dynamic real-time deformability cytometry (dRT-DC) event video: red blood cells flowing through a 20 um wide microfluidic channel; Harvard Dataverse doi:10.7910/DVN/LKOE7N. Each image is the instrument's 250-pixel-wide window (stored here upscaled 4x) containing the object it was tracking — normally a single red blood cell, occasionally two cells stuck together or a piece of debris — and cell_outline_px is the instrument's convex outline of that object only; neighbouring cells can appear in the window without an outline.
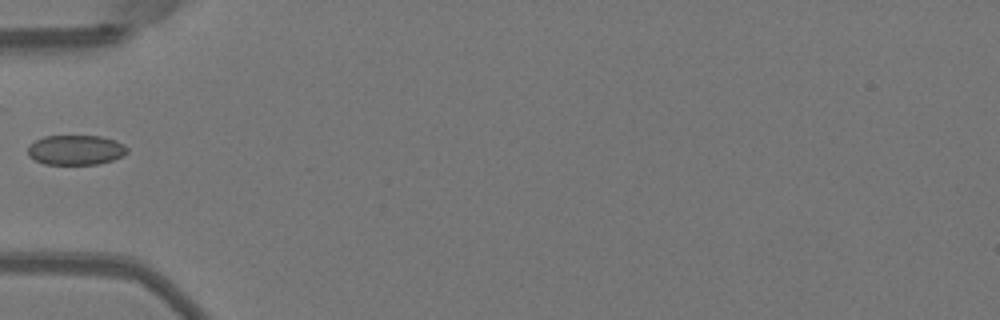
{"species": "Egyptian fruit bat (a non-hibernating species)", "species_latin": "Rousettus aegyptiacus", "temperature_condition": "warm", "stored_images_in_passage": 34, "camera_frame_rate_fps": 3000, "um_per_image_px": 0.085, "animal": {"sex": "female"}, "frame": {"image": 1, "passage_image": 1, "time_ms": 0.0, "image_size_px": [1000, 320], "cell_outline_px": [[128, 152], [124, 156], [100, 164], [44, 164], [28, 156], [28, 144], [44, 136], [100, 136], [116, 140], [124, 144], [128, 148]], "centroid_in_image_um": [6.46, 12.74], "position_along_channel_um": 78.5, "area_um2": 17.46}}
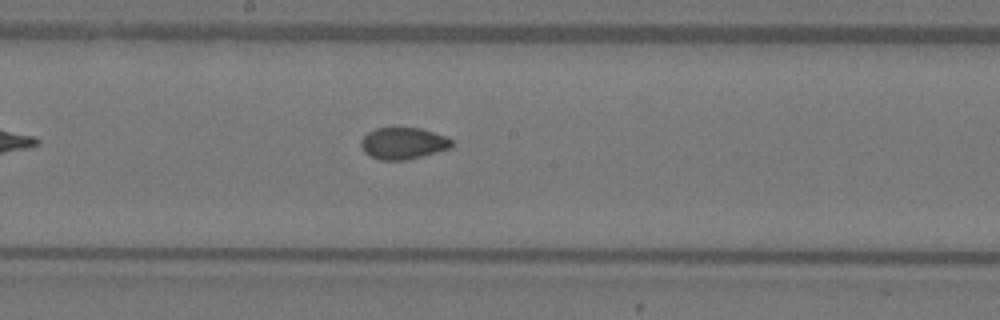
{"frame": {"image": 2, "passage_image": 11, "time_ms": 3.333, "image_size_px": [1000, 320], "cell_outline_px": [[456, 144], [452, 148], [404, 160], [380, 160], [364, 152], [360, 144], [360, 140], [368, 132], [376, 128], [420, 128], [456, 140]], "centroid_in_image_um": [34.3, 12.18], "position_along_channel_um": 213.9, "area_um2": 16.76}}
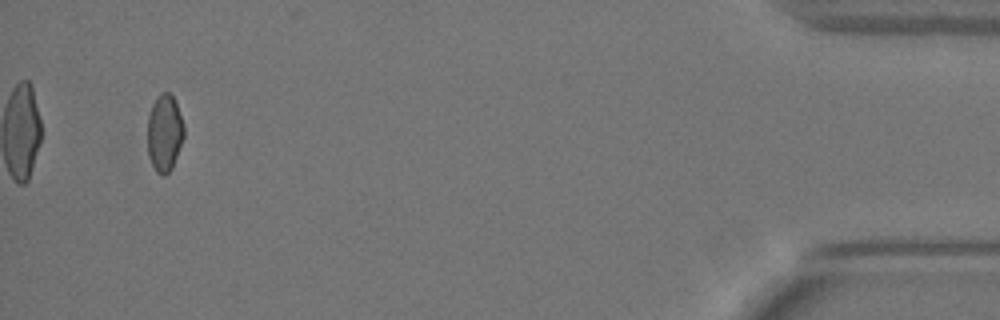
{"frame": {"image": 3, "passage_image": 32, "time_ms": 10.333, "image_size_px": [1000, 320], "cell_outline_px": [[184, 136], [172, 168], [164, 176], [156, 172], [148, 156], [148, 116], [152, 104], [156, 96], [160, 92], [168, 92], [176, 100], [184, 124]], "centroid_in_image_um": [13.98, 11.27], "position_along_channel_um": 421.2, "area_um2": 16.53}}